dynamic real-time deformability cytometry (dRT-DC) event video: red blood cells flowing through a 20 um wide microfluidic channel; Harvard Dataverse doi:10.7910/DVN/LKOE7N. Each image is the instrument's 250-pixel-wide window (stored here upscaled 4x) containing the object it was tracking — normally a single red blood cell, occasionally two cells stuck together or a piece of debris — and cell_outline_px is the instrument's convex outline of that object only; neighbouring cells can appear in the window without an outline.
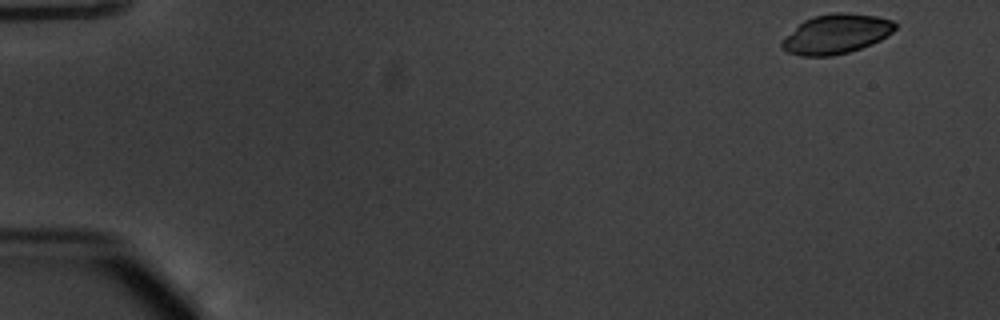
{"species": "common noctule bat (a hibernating species)", "species_latin": "Nyctalus noctula", "temperature_condition": "warm", "stored_images_in_passage": 51, "camera_frame_rate_fps": 3000, "um_per_image_px": 0.085, "animal": {"sex": "male", "body_mass_g": 20.1, "forearm_length_mm": 53.5}, "frame": {"image": 1, "passage_image": 1, "time_ms": 0.0, "image_size_px": [1000, 320], "cell_outline_px": [[896, 28], [892, 32], [880, 40], [860, 48], [848, 52], [832, 56], [800, 56], [788, 52], [780, 44], [804, 20], [816, 16], [836, 12], [844, 12], [876, 16], [892, 20], [896, 24]], "centroid_in_image_um": [71.12, 2.89], "position_along_channel_um": 13.9, "area_um2": 25.55}}
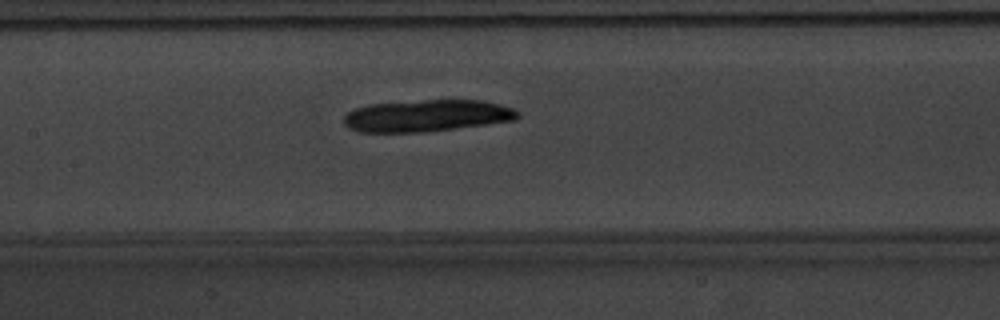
{"frame": {"image": 2, "passage_image": 24, "time_ms": 7.667, "image_size_px": [1000, 320], "cell_outline_px": [[520, 116], [516, 120], [488, 124], [424, 132], [356, 132], [348, 128], [344, 124], [344, 116], [348, 112], [356, 108], [368, 104], [424, 100], [480, 100], [512, 108], [520, 112]], "centroid_in_image_um": [36.26, 9.84], "position_along_channel_um": 171.1, "area_um2": 32.31}}
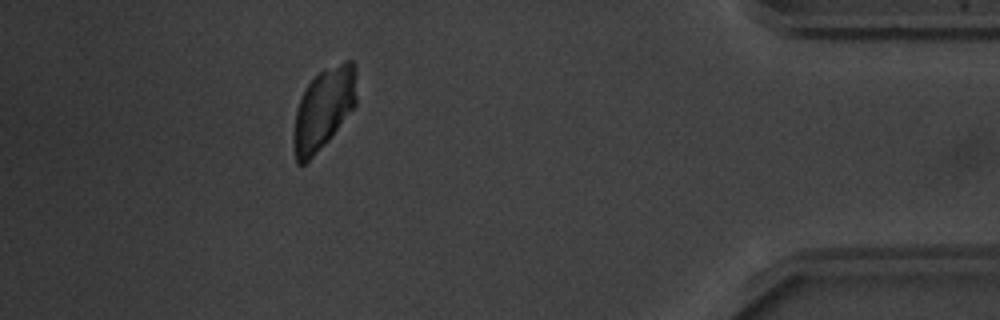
{"frame": {"image": 3, "passage_image": 46, "time_ms": 15.0, "image_size_px": [1000, 320], "cell_outline_px": [[356, 104], [328, 140], [304, 164], [296, 164], [292, 140], [292, 136], [296, 108], [304, 88], [320, 72], [344, 60], [352, 60], [356, 64]], "centroid_in_image_um": [27.49, 9.23], "position_along_channel_um": 407.7, "area_um2": 29.77}}